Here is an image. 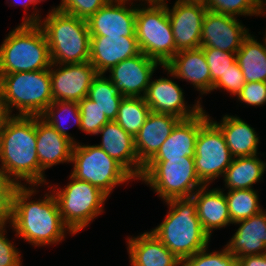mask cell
Here are the masks:
<instances>
[{
  "mask_svg": "<svg viewBox=\"0 0 266 266\" xmlns=\"http://www.w3.org/2000/svg\"><path fill=\"white\" fill-rule=\"evenodd\" d=\"M19 186L13 198V212L9 223L15 235L34 247L58 244L71 230L63 222L58 202L52 190L42 199L30 200L38 187ZM67 231V232H66Z\"/></svg>",
  "mask_w": 266,
  "mask_h": 266,
  "instance_id": "1",
  "label": "cell"
},
{
  "mask_svg": "<svg viewBox=\"0 0 266 266\" xmlns=\"http://www.w3.org/2000/svg\"><path fill=\"white\" fill-rule=\"evenodd\" d=\"M36 142V116H9L0 129V170L19 186H40Z\"/></svg>",
  "mask_w": 266,
  "mask_h": 266,
  "instance_id": "2",
  "label": "cell"
},
{
  "mask_svg": "<svg viewBox=\"0 0 266 266\" xmlns=\"http://www.w3.org/2000/svg\"><path fill=\"white\" fill-rule=\"evenodd\" d=\"M22 19V24H39L49 45L51 62L55 64H79L90 59L89 27L87 20L50 10L41 19L39 10Z\"/></svg>",
  "mask_w": 266,
  "mask_h": 266,
  "instance_id": "3",
  "label": "cell"
},
{
  "mask_svg": "<svg viewBox=\"0 0 266 266\" xmlns=\"http://www.w3.org/2000/svg\"><path fill=\"white\" fill-rule=\"evenodd\" d=\"M169 207L164 221L150 232L180 261L209 246L210 236L197 216L192 197L165 201Z\"/></svg>",
  "mask_w": 266,
  "mask_h": 266,
  "instance_id": "4",
  "label": "cell"
},
{
  "mask_svg": "<svg viewBox=\"0 0 266 266\" xmlns=\"http://www.w3.org/2000/svg\"><path fill=\"white\" fill-rule=\"evenodd\" d=\"M49 45L39 24H22L0 45V74L46 70L51 67Z\"/></svg>",
  "mask_w": 266,
  "mask_h": 266,
  "instance_id": "5",
  "label": "cell"
},
{
  "mask_svg": "<svg viewBox=\"0 0 266 266\" xmlns=\"http://www.w3.org/2000/svg\"><path fill=\"white\" fill-rule=\"evenodd\" d=\"M0 90L9 116H40L53 102L49 69L0 74Z\"/></svg>",
  "mask_w": 266,
  "mask_h": 266,
  "instance_id": "6",
  "label": "cell"
},
{
  "mask_svg": "<svg viewBox=\"0 0 266 266\" xmlns=\"http://www.w3.org/2000/svg\"><path fill=\"white\" fill-rule=\"evenodd\" d=\"M135 30L140 51L162 66L178 53L165 3L138 4Z\"/></svg>",
  "mask_w": 266,
  "mask_h": 266,
  "instance_id": "7",
  "label": "cell"
},
{
  "mask_svg": "<svg viewBox=\"0 0 266 266\" xmlns=\"http://www.w3.org/2000/svg\"><path fill=\"white\" fill-rule=\"evenodd\" d=\"M163 201L189 198L204 184L199 180L194 158L184 156L169 161H148L139 179Z\"/></svg>",
  "mask_w": 266,
  "mask_h": 266,
  "instance_id": "8",
  "label": "cell"
},
{
  "mask_svg": "<svg viewBox=\"0 0 266 266\" xmlns=\"http://www.w3.org/2000/svg\"><path fill=\"white\" fill-rule=\"evenodd\" d=\"M69 180L63 189L58 185L48 188L56 197L63 222L76 235L104 212V203L109 196L98 187L71 174Z\"/></svg>",
  "mask_w": 266,
  "mask_h": 266,
  "instance_id": "9",
  "label": "cell"
},
{
  "mask_svg": "<svg viewBox=\"0 0 266 266\" xmlns=\"http://www.w3.org/2000/svg\"><path fill=\"white\" fill-rule=\"evenodd\" d=\"M71 175L101 189L108 196L114 187L134 178L112 157L97 145L73 146Z\"/></svg>",
  "mask_w": 266,
  "mask_h": 266,
  "instance_id": "10",
  "label": "cell"
},
{
  "mask_svg": "<svg viewBox=\"0 0 266 266\" xmlns=\"http://www.w3.org/2000/svg\"><path fill=\"white\" fill-rule=\"evenodd\" d=\"M204 108L200 111V130L195 143L194 164L199 180L210 183L223 176L234 157L226 144L221 129Z\"/></svg>",
  "mask_w": 266,
  "mask_h": 266,
  "instance_id": "11",
  "label": "cell"
},
{
  "mask_svg": "<svg viewBox=\"0 0 266 266\" xmlns=\"http://www.w3.org/2000/svg\"><path fill=\"white\" fill-rule=\"evenodd\" d=\"M167 13L172 26L176 50L201 47L202 23L207 8L203 0H176Z\"/></svg>",
  "mask_w": 266,
  "mask_h": 266,
  "instance_id": "12",
  "label": "cell"
},
{
  "mask_svg": "<svg viewBox=\"0 0 266 266\" xmlns=\"http://www.w3.org/2000/svg\"><path fill=\"white\" fill-rule=\"evenodd\" d=\"M49 72L53 101H81L87 97L92 79L97 75L89 61L65 65L52 63Z\"/></svg>",
  "mask_w": 266,
  "mask_h": 266,
  "instance_id": "13",
  "label": "cell"
},
{
  "mask_svg": "<svg viewBox=\"0 0 266 266\" xmlns=\"http://www.w3.org/2000/svg\"><path fill=\"white\" fill-rule=\"evenodd\" d=\"M162 66L140 52L109 70V79L124 97H144L153 73Z\"/></svg>",
  "mask_w": 266,
  "mask_h": 266,
  "instance_id": "14",
  "label": "cell"
},
{
  "mask_svg": "<svg viewBox=\"0 0 266 266\" xmlns=\"http://www.w3.org/2000/svg\"><path fill=\"white\" fill-rule=\"evenodd\" d=\"M184 94L183 89L168 76L151 79L144 99L151 112L173 115L182 120L197 115L203 109L201 98L191 106L185 102Z\"/></svg>",
  "mask_w": 266,
  "mask_h": 266,
  "instance_id": "15",
  "label": "cell"
},
{
  "mask_svg": "<svg viewBox=\"0 0 266 266\" xmlns=\"http://www.w3.org/2000/svg\"><path fill=\"white\" fill-rule=\"evenodd\" d=\"M249 34V29L237 17L207 10L202 23L201 48L236 53Z\"/></svg>",
  "mask_w": 266,
  "mask_h": 266,
  "instance_id": "16",
  "label": "cell"
},
{
  "mask_svg": "<svg viewBox=\"0 0 266 266\" xmlns=\"http://www.w3.org/2000/svg\"><path fill=\"white\" fill-rule=\"evenodd\" d=\"M133 0H110L88 20L91 36H136L137 4ZM130 2V3H129ZM126 4H129L127 6ZM131 4V5H130Z\"/></svg>",
  "mask_w": 266,
  "mask_h": 266,
  "instance_id": "17",
  "label": "cell"
},
{
  "mask_svg": "<svg viewBox=\"0 0 266 266\" xmlns=\"http://www.w3.org/2000/svg\"><path fill=\"white\" fill-rule=\"evenodd\" d=\"M36 151L40 165V187L47 180L45 170L60 163H71L74 143L59 134L40 116H36Z\"/></svg>",
  "mask_w": 266,
  "mask_h": 266,
  "instance_id": "18",
  "label": "cell"
},
{
  "mask_svg": "<svg viewBox=\"0 0 266 266\" xmlns=\"http://www.w3.org/2000/svg\"><path fill=\"white\" fill-rule=\"evenodd\" d=\"M98 134L102 135V141L96 145L118 162L134 180H139L143 165L138 160L134 137L115 121L106 123Z\"/></svg>",
  "mask_w": 266,
  "mask_h": 266,
  "instance_id": "19",
  "label": "cell"
},
{
  "mask_svg": "<svg viewBox=\"0 0 266 266\" xmlns=\"http://www.w3.org/2000/svg\"><path fill=\"white\" fill-rule=\"evenodd\" d=\"M140 52L136 36H91L89 62L97 74H106L119 62Z\"/></svg>",
  "mask_w": 266,
  "mask_h": 266,
  "instance_id": "20",
  "label": "cell"
},
{
  "mask_svg": "<svg viewBox=\"0 0 266 266\" xmlns=\"http://www.w3.org/2000/svg\"><path fill=\"white\" fill-rule=\"evenodd\" d=\"M164 71L193 85L201 95L211 93V75L203 49L179 51L165 66Z\"/></svg>",
  "mask_w": 266,
  "mask_h": 266,
  "instance_id": "21",
  "label": "cell"
},
{
  "mask_svg": "<svg viewBox=\"0 0 266 266\" xmlns=\"http://www.w3.org/2000/svg\"><path fill=\"white\" fill-rule=\"evenodd\" d=\"M180 120L173 115L150 112L134 137L138 160L143 166L158 152Z\"/></svg>",
  "mask_w": 266,
  "mask_h": 266,
  "instance_id": "22",
  "label": "cell"
},
{
  "mask_svg": "<svg viewBox=\"0 0 266 266\" xmlns=\"http://www.w3.org/2000/svg\"><path fill=\"white\" fill-rule=\"evenodd\" d=\"M239 225L235 234L225 245L229 253L241 258L250 255L266 254V211L234 223Z\"/></svg>",
  "mask_w": 266,
  "mask_h": 266,
  "instance_id": "23",
  "label": "cell"
},
{
  "mask_svg": "<svg viewBox=\"0 0 266 266\" xmlns=\"http://www.w3.org/2000/svg\"><path fill=\"white\" fill-rule=\"evenodd\" d=\"M208 185L199 188L191 197L196 203L197 216L204 231L212 236V231L232 224L226 202L225 190L208 189ZM224 192V193H223Z\"/></svg>",
  "mask_w": 266,
  "mask_h": 266,
  "instance_id": "24",
  "label": "cell"
},
{
  "mask_svg": "<svg viewBox=\"0 0 266 266\" xmlns=\"http://www.w3.org/2000/svg\"><path fill=\"white\" fill-rule=\"evenodd\" d=\"M131 266H178L181 261L150 231L127 238Z\"/></svg>",
  "mask_w": 266,
  "mask_h": 266,
  "instance_id": "25",
  "label": "cell"
},
{
  "mask_svg": "<svg viewBox=\"0 0 266 266\" xmlns=\"http://www.w3.org/2000/svg\"><path fill=\"white\" fill-rule=\"evenodd\" d=\"M200 130V112L180 120L171 134L149 161H169L184 156L194 158L195 143Z\"/></svg>",
  "mask_w": 266,
  "mask_h": 266,
  "instance_id": "26",
  "label": "cell"
},
{
  "mask_svg": "<svg viewBox=\"0 0 266 266\" xmlns=\"http://www.w3.org/2000/svg\"><path fill=\"white\" fill-rule=\"evenodd\" d=\"M213 122L221 129L234 158L258 154L260 138L255 129L240 117L227 114L220 122Z\"/></svg>",
  "mask_w": 266,
  "mask_h": 266,
  "instance_id": "27",
  "label": "cell"
},
{
  "mask_svg": "<svg viewBox=\"0 0 266 266\" xmlns=\"http://www.w3.org/2000/svg\"><path fill=\"white\" fill-rule=\"evenodd\" d=\"M266 171V162L258 155L236 157L223 175L225 188L228 190L253 189L260 182Z\"/></svg>",
  "mask_w": 266,
  "mask_h": 266,
  "instance_id": "28",
  "label": "cell"
},
{
  "mask_svg": "<svg viewBox=\"0 0 266 266\" xmlns=\"http://www.w3.org/2000/svg\"><path fill=\"white\" fill-rule=\"evenodd\" d=\"M249 34L236 52V61L247 82H266V40L259 43Z\"/></svg>",
  "mask_w": 266,
  "mask_h": 266,
  "instance_id": "29",
  "label": "cell"
},
{
  "mask_svg": "<svg viewBox=\"0 0 266 266\" xmlns=\"http://www.w3.org/2000/svg\"><path fill=\"white\" fill-rule=\"evenodd\" d=\"M123 95L105 74H97L91 82L87 98L97 105L109 121H115Z\"/></svg>",
  "mask_w": 266,
  "mask_h": 266,
  "instance_id": "30",
  "label": "cell"
},
{
  "mask_svg": "<svg viewBox=\"0 0 266 266\" xmlns=\"http://www.w3.org/2000/svg\"><path fill=\"white\" fill-rule=\"evenodd\" d=\"M151 110L144 97H123L115 119L124 131L135 137Z\"/></svg>",
  "mask_w": 266,
  "mask_h": 266,
  "instance_id": "31",
  "label": "cell"
},
{
  "mask_svg": "<svg viewBox=\"0 0 266 266\" xmlns=\"http://www.w3.org/2000/svg\"><path fill=\"white\" fill-rule=\"evenodd\" d=\"M258 191L254 189L228 190L225 193L232 224L260 213Z\"/></svg>",
  "mask_w": 266,
  "mask_h": 266,
  "instance_id": "32",
  "label": "cell"
},
{
  "mask_svg": "<svg viewBox=\"0 0 266 266\" xmlns=\"http://www.w3.org/2000/svg\"><path fill=\"white\" fill-rule=\"evenodd\" d=\"M66 116H71L70 119L72 118V120H74L72 121L74 122L73 125H76L78 129L81 128V114L78 102L53 101L40 115V117L50 124L59 134L76 144L75 138L68 133V129L66 130V126L62 123V119L66 120Z\"/></svg>",
  "mask_w": 266,
  "mask_h": 266,
  "instance_id": "33",
  "label": "cell"
},
{
  "mask_svg": "<svg viewBox=\"0 0 266 266\" xmlns=\"http://www.w3.org/2000/svg\"><path fill=\"white\" fill-rule=\"evenodd\" d=\"M208 11L235 17L259 16L260 8L252 0H203Z\"/></svg>",
  "mask_w": 266,
  "mask_h": 266,
  "instance_id": "34",
  "label": "cell"
},
{
  "mask_svg": "<svg viewBox=\"0 0 266 266\" xmlns=\"http://www.w3.org/2000/svg\"><path fill=\"white\" fill-rule=\"evenodd\" d=\"M208 246L183 259L185 266H237V258L225 246L221 251L210 252Z\"/></svg>",
  "mask_w": 266,
  "mask_h": 266,
  "instance_id": "35",
  "label": "cell"
},
{
  "mask_svg": "<svg viewBox=\"0 0 266 266\" xmlns=\"http://www.w3.org/2000/svg\"><path fill=\"white\" fill-rule=\"evenodd\" d=\"M78 105L81 114L80 130L89 135H97L99 130L109 122L104 112L87 97L79 101Z\"/></svg>",
  "mask_w": 266,
  "mask_h": 266,
  "instance_id": "36",
  "label": "cell"
},
{
  "mask_svg": "<svg viewBox=\"0 0 266 266\" xmlns=\"http://www.w3.org/2000/svg\"><path fill=\"white\" fill-rule=\"evenodd\" d=\"M211 75V92L213 84L236 62V53L215 48H202Z\"/></svg>",
  "mask_w": 266,
  "mask_h": 266,
  "instance_id": "37",
  "label": "cell"
},
{
  "mask_svg": "<svg viewBox=\"0 0 266 266\" xmlns=\"http://www.w3.org/2000/svg\"><path fill=\"white\" fill-rule=\"evenodd\" d=\"M109 1L110 0H61L59 6L52 7L51 10H59L69 15L88 20Z\"/></svg>",
  "mask_w": 266,
  "mask_h": 266,
  "instance_id": "38",
  "label": "cell"
},
{
  "mask_svg": "<svg viewBox=\"0 0 266 266\" xmlns=\"http://www.w3.org/2000/svg\"><path fill=\"white\" fill-rule=\"evenodd\" d=\"M19 185L0 170V224H8L12 218L13 198Z\"/></svg>",
  "mask_w": 266,
  "mask_h": 266,
  "instance_id": "39",
  "label": "cell"
},
{
  "mask_svg": "<svg viewBox=\"0 0 266 266\" xmlns=\"http://www.w3.org/2000/svg\"><path fill=\"white\" fill-rule=\"evenodd\" d=\"M245 85L244 75L239 67L237 61L229 67V69L222 75L214 84L212 91L220 89H224V91L229 92L233 96H237V94L241 91L243 86Z\"/></svg>",
  "mask_w": 266,
  "mask_h": 266,
  "instance_id": "40",
  "label": "cell"
},
{
  "mask_svg": "<svg viewBox=\"0 0 266 266\" xmlns=\"http://www.w3.org/2000/svg\"><path fill=\"white\" fill-rule=\"evenodd\" d=\"M6 226L7 224H0V266H22L19 249L5 236Z\"/></svg>",
  "mask_w": 266,
  "mask_h": 266,
  "instance_id": "41",
  "label": "cell"
},
{
  "mask_svg": "<svg viewBox=\"0 0 266 266\" xmlns=\"http://www.w3.org/2000/svg\"><path fill=\"white\" fill-rule=\"evenodd\" d=\"M236 97L238 101L249 106L265 105L266 82H247Z\"/></svg>",
  "mask_w": 266,
  "mask_h": 266,
  "instance_id": "42",
  "label": "cell"
},
{
  "mask_svg": "<svg viewBox=\"0 0 266 266\" xmlns=\"http://www.w3.org/2000/svg\"><path fill=\"white\" fill-rule=\"evenodd\" d=\"M237 266H266V254H257L238 258Z\"/></svg>",
  "mask_w": 266,
  "mask_h": 266,
  "instance_id": "43",
  "label": "cell"
},
{
  "mask_svg": "<svg viewBox=\"0 0 266 266\" xmlns=\"http://www.w3.org/2000/svg\"><path fill=\"white\" fill-rule=\"evenodd\" d=\"M9 117L6 108L4 106V102L2 100L1 90H0V129L4 124L5 120Z\"/></svg>",
  "mask_w": 266,
  "mask_h": 266,
  "instance_id": "44",
  "label": "cell"
},
{
  "mask_svg": "<svg viewBox=\"0 0 266 266\" xmlns=\"http://www.w3.org/2000/svg\"><path fill=\"white\" fill-rule=\"evenodd\" d=\"M12 1H13V3H12ZM21 1H23V2H21ZM11 3L16 4V5H22V6H24V8H26V10L29 9V5L31 4V5H33L32 7H34V10L35 11L37 10V8L35 7L36 4L32 0H11Z\"/></svg>",
  "mask_w": 266,
  "mask_h": 266,
  "instance_id": "45",
  "label": "cell"
},
{
  "mask_svg": "<svg viewBox=\"0 0 266 266\" xmlns=\"http://www.w3.org/2000/svg\"><path fill=\"white\" fill-rule=\"evenodd\" d=\"M259 8H260V15L259 16H266V0H252Z\"/></svg>",
  "mask_w": 266,
  "mask_h": 266,
  "instance_id": "46",
  "label": "cell"
},
{
  "mask_svg": "<svg viewBox=\"0 0 266 266\" xmlns=\"http://www.w3.org/2000/svg\"><path fill=\"white\" fill-rule=\"evenodd\" d=\"M134 1H139V2H143L144 3H166V0H134Z\"/></svg>",
  "mask_w": 266,
  "mask_h": 266,
  "instance_id": "47",
  "label": "cell"
},
{
  "mask_svg": "<svg viewBox=\"0 0 266 266\" xmlns=\"http://www.w3.org/2000/svg\"><path fill=\"white\" fill-rule=\"evenodd\" d=\"M35 4L40 3L41 1H45V0H32Z\"/></svg>",
  "mask_w": 266,
  "mask_h": 266,
  "instance_id": "48",
  "label": "cell"
},
{
  "mask_svg": "<svg viewBox=\"0 0 266 266\" xmlns=\"http://www.w3.org/2000/svg\"><path fill=\"white\" fill-rule=\"evenodd\" d=\"M178 266H185L182 262Z\"/></svg>",
  "mask_w": 266,
  "mask_h": 266,
  "instance_id": "49",
  "label": "cell"
}]
</instances>
